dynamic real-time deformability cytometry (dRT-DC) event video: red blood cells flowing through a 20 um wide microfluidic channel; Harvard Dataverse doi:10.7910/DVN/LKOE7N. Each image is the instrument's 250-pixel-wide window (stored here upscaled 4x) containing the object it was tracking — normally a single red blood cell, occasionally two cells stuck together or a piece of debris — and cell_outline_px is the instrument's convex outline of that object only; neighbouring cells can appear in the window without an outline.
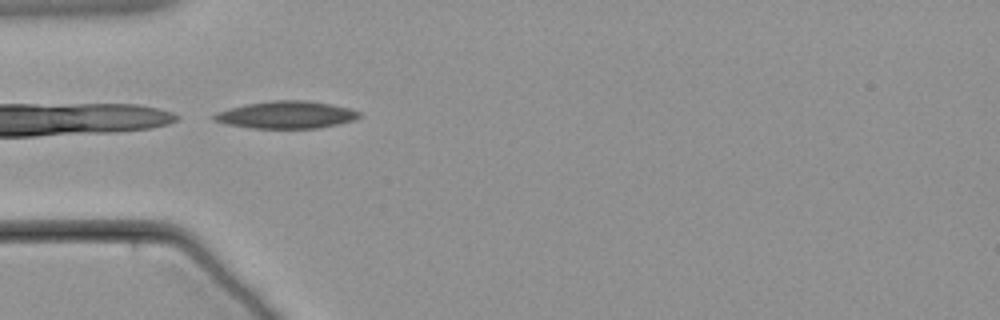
{"species": "common noctule bat (a hibernating species)", "species_latin": "Nyctalus noctula", "temperature_condition": "warm", "stored_images_in_passage": 4, "camera_frame_rate_fps": 3000, "um_per_image_px": 0.085, "animal": {"sex": "male", "body_mass_g": 21.5, "forearm_length_mm": 52.0}, "frame": {"image": 1, "passage_image": 1, "time_ms": 0.0, "image_size_px": [1000, 320], "cell_outline_px": [[360, 116], [356, 120], [320, 128], [252, 128], [228, 124], [212, 120], [212, 116], [216, 112], [248, 104], [272, 100], [304, 100], [332, 104], [352, 108], [360, 112]], "centroid_in_image_um": [24.39, 9.76], "position_along_channel_um": 60.6, "area_um2": 23.12}}